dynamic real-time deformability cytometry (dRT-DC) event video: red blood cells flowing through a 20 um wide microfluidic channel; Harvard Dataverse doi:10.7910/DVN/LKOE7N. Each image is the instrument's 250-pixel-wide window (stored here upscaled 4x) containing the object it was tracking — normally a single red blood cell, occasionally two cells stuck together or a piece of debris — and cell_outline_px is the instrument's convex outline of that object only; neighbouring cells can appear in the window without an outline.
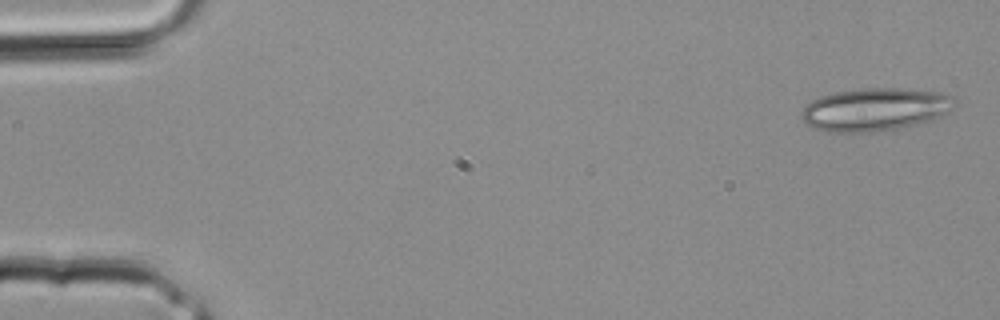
{"species": "common noctule bat (a hibernating species)", "species_latin": "Nyctalus noctula", "temperature_condition": "room temperature", "stored_images_in_passage": 9, "camera_frame_rate_fps": 3000, "um_per_image_px": 0.085, "animal": {"sex": "male", "body_mass_g": 20.4}, "frame": {"image": 1, "passage_image": 1, "time_ms": 0.0, "image_size_px": [1000, 320], "cell_outline_px": [[956, 108], [932, 120], [920, 124], [900, 128], [872, 132], [836, 132], [812, 128], [804, 124], [800, 120], [800, 116], [804, 108], [812, 100], [820, 96], [836, 92], [860, 88], [900, 88], [948, 92], [956, 100]], "centroid_in_image_um": [74.43, 9.29], "position_along_channel_um": 10.6, "area_um2": 38.96}}